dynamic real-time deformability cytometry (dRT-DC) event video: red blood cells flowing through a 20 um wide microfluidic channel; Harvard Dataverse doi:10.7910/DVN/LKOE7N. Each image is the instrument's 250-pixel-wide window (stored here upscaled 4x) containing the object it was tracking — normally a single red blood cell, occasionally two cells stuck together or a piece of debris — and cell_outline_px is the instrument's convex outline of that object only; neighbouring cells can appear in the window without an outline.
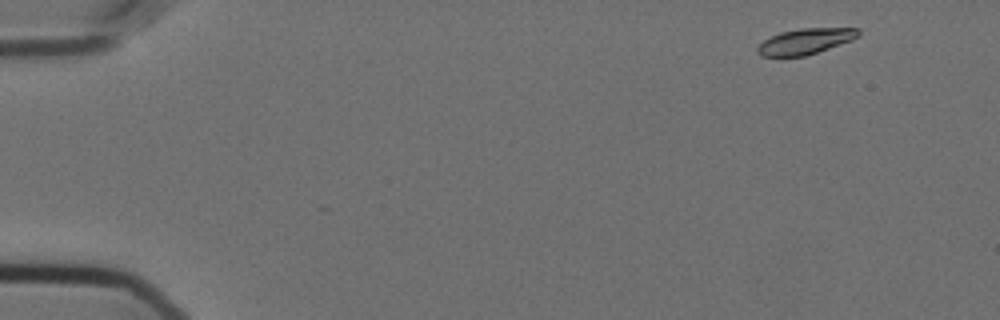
{"species": "Egyptian fruit bat (a non-hibernating species)", "species_latin": "Rousettus aegyptiacus", "temperature_condition": "cold", "stored_images_in_passage": 9, "camera_frame_rate_fps": 3000, "um_per_image_px": 0.085, "animal": {"sex": "female"}, "frame": {"image": 1, "passage_image": 2, "time_ms": 0.333, "image_size_px": [1000, 320], "cell_outline_px": [[860, 36], [852, 40], [804, 56], [760, 56], [756, 52], [756, 48], [764, 40], [780, 32], [800, 28], [860, 28]], "centroid_in_image_um": [68.46, 3.5], "position_along_channel_um": 16.5, "area_um2": 15.03}}